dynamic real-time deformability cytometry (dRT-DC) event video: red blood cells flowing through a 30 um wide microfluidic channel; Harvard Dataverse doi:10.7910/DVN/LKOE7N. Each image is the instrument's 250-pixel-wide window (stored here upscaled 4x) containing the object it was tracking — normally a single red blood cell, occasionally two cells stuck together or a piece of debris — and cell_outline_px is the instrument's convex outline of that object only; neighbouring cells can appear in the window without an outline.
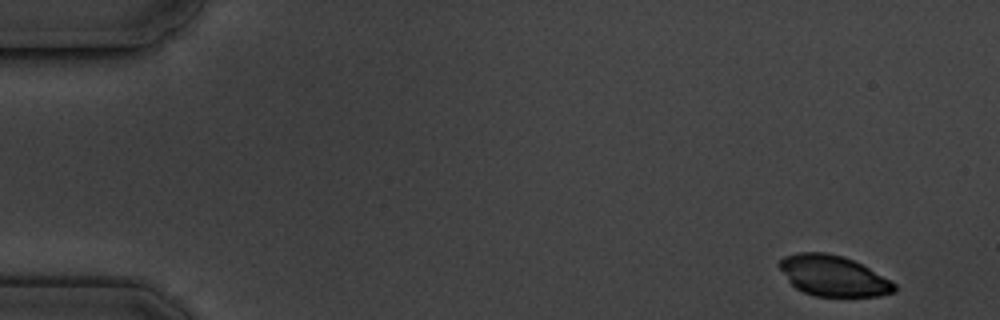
{"species": "common noctule bat (a hibernating species)", "species_latin": "Nyctalus noctula", "temperature_condition": "cold", "stored_images_in_passage": 11, "camera_frame_rate_fps": 3000, "um_per_image_px": 0.085, "animal": {"sex": "male", "body_mass_g": 19.5, "forearm_length_mm": 54.6}, "frame": {"image": 1, "passage_image": 1, "time_ms": 0.0, "image_size_px": [1000, 320], "cell_outline_px": [[896, 292], [880, 296], [816, 296], [804, 292], [796, 288], [788, 280], [776, 264], [784, 256], [796, 252], [824, 252], [844, 256], [868, 268], [896, 284]], "centroid_in_image_um": [70.79, 23.44], "position_along_channel_um": 14.2, "area_um2": 27.11}}